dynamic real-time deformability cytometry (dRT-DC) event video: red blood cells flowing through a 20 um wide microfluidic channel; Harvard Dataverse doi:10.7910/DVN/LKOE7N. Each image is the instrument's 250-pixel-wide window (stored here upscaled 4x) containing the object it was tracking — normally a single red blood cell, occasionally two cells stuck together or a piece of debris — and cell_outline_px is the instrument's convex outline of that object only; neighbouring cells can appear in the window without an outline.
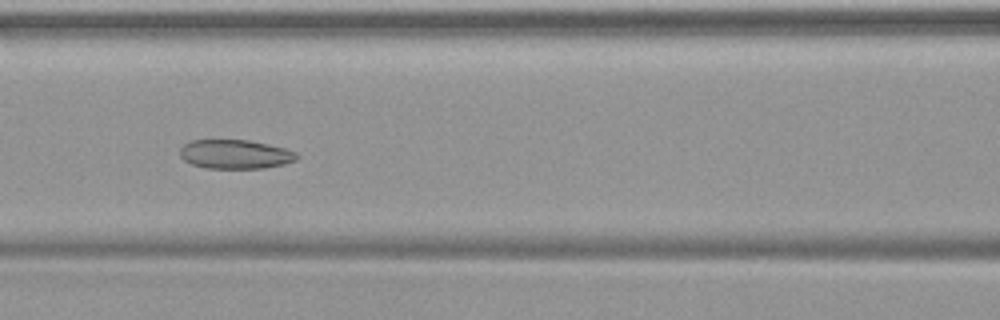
{"species": "common noctule bat (a hibernating species)", "species_latin": "Nyctalus noctula", "temperature_condition": "warm", "stored_images_in_passage": 48, "camera_frame_rate_fps": 3000, "um_per_image_px": 0.085, "animal": {"sex": "female", "body_mass_g": 19.9}, "frame": {"image": 1, "passage_image": 21, "time_ms": 6.667, "image_size_px": [1000, 320], "cell_outline_px": [[300, 156], [296, 160], [284, 164], [264, 168], [204, 168], [192, 164], [184, 160], [180, 156], [180, 148], [184, 144], [192, 140], [248, 140], [268, 144], [284, 148], [296, 152]], "centroid_in_image_um": [20.0, 13.11], "position_along_channel_um": 146.6, "area_um2": 19.83}}
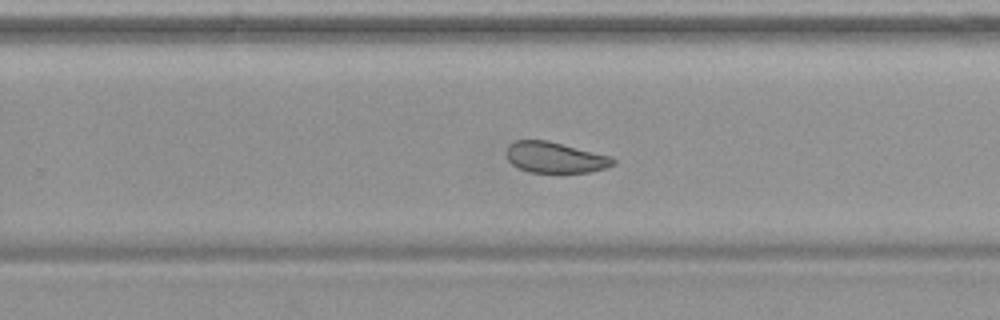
{"frame": {"image": 2, "passage_image": 31, "time_ms": 10.0, "image_size_px": [1000, 320], "cell_outline_px": [[616, 164], [608, 168], [592, 172], [528, 172], [512, 164], [508, 160], [508, 144], [516, 140], [548, 140], [612, 156], [616, 160]], "centroid_in_image_um": [47.25, 13.38], "position_along_channel_um": 282.6, "area_um2": 19.31}}
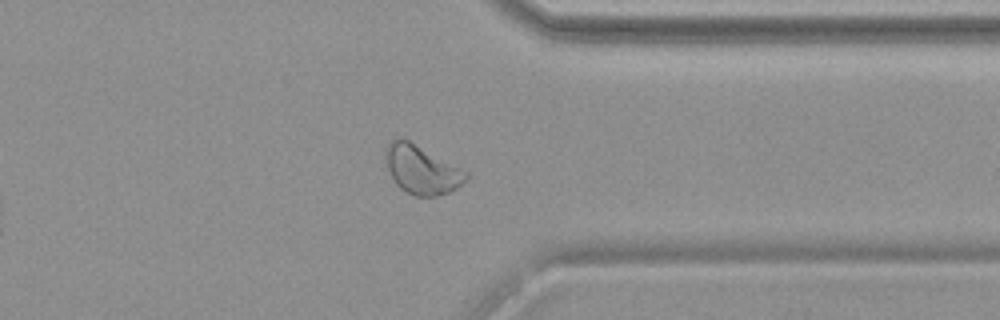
{"frame": {"image": 3, "passage_image": 38, "time_ms": 12.333, "image_size_px": [1000, 320], "cell_outline_px": [[468, 176], [456, 188], [448, 192], [436, 196], [412, 196], [400, 188], [396, 184], [388, 168], [384, 152], [384, 148], [396, 136], [400, 136], [408, 140], [468, 172]], "centroid_in_image_um": [35.79, 14.41], "position_along_channel_um": 375.6, "area_um2": 22.54}}